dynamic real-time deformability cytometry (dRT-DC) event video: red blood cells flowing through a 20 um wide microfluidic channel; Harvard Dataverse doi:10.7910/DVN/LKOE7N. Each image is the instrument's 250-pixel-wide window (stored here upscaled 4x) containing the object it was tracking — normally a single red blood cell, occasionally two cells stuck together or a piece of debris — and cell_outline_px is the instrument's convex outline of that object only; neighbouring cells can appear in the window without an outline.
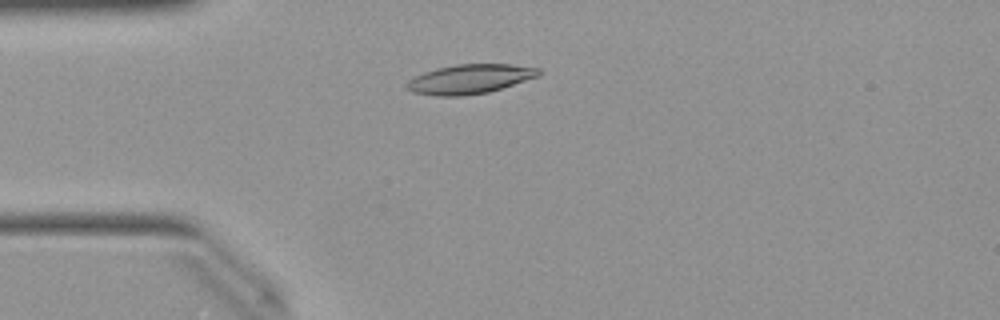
{"species": "Egyptian fruit bat (a non-hibernating species)", "species_latin": "Rousettus aegyptiacus", "temperature_condition": "warm", "stored_images_in_passage": 21, "camera_frame_rate_fps": 3000, "um_per_image_px": 0.085, "animal": {"sex": "female"}, "frame": {"image": 1, "passage_image": 3, "time_ms": 0.667, "image_size_px": [1000, 320], "cell_outline_px": [[540, 76], [488, 92], [464, 96], [436, 96], [412, 92], [404, 84], [408, 80], [424, 72], [436, 68], [456, 64], [508, 64], [540, 68]], "centroid_in_image_um": [39.92, 6.72], "position_along_channel_um": 45.1, "area_um2": 22.6}}
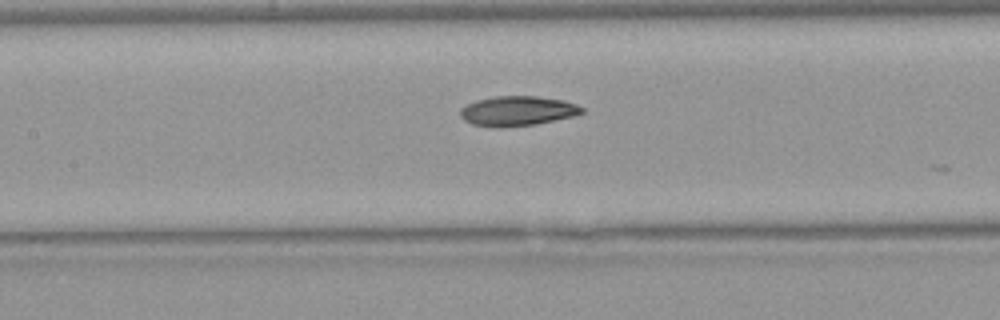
{"frame": {"image": 2, "passage_image": 13, "time_ms": 4.0, "image_size_px": [1000, 320], "cell_outline_px": [[584, 112], [572, 116], [536, 124], [500, 128], [492, 128], [472, 124], [464, 120], [460, 116], [460, 108], [476, 100], [496, 96], [536, 96], [564, 100], [576, 104], [584, 108]], "centroid_in_image_um": [43.96, 9.44], "position_along_channel_um": 163.4, "area_um2": 21.21}}
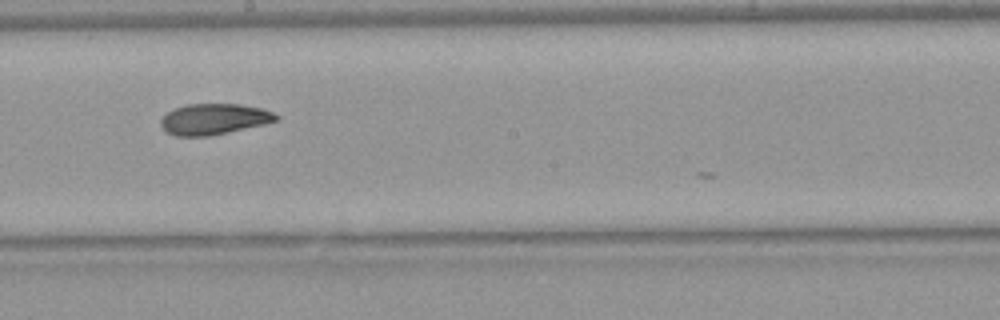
{"frame": {"image": 3, "passage_image": 18, "time_ms": 5.667, "image_size_px": [1000, 320], "cell_outline_px": [[280, 116], [276, 120], [264, 124], [228, 132], [208, 136], [176, 136], [168, 132], [160, 124], [160, 120], [168, 112], [176, 108], [188, 104], [240, 104], [260, 108], [272, 112]], "centroid_in_image_um": [18.19, 10.12], "position_along_channel_um": 230.0, "area_um2": 20.46}}